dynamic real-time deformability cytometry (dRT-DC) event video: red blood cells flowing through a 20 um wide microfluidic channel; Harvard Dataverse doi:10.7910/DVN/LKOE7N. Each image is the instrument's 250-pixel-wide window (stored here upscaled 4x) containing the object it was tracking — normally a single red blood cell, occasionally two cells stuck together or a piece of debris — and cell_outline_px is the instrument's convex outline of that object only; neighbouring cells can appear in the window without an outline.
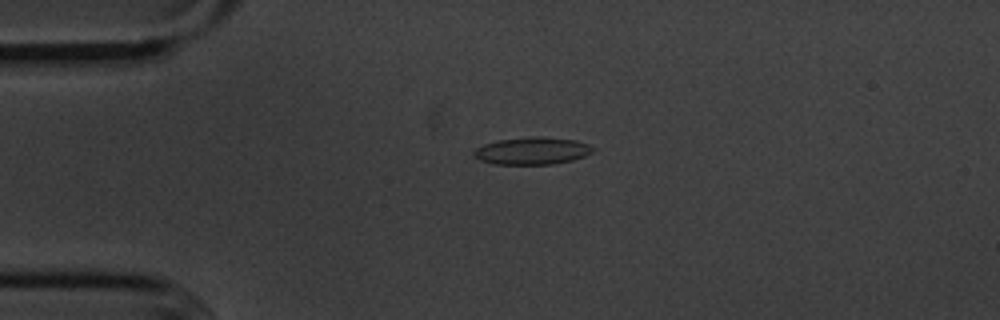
{"species": "common noctule bat (a hibernating species)", "species_latin": "Nyctalus noctula", "temperature_condition": "cold", "stored_images_in_passage": 5, "camera_frame_rate_fps": 3000, "um_per_image_px": 0.085, "animal": {"sex": "male", "body_mass_g": 20.1, "forearm_length_mm": 53.5}, "frame": {"image": 1, "passage_image": 4, "time_ms": 3.667, "image_size_px": [1000, 320], "cell_outline_px": [[596, 148], [592, 152], [584, 156], [572, 160], [552, 164], [492, 164], [480, 160], [472, 152], [476, 148], [484, 144], [500, 140], [532, 136], [540, 136], [576, 140], [588, 144]], "centroid_in_image_um": [45.25, 12.82], "position_along_channel_um": 39.7, "area_um2": 18.9}}